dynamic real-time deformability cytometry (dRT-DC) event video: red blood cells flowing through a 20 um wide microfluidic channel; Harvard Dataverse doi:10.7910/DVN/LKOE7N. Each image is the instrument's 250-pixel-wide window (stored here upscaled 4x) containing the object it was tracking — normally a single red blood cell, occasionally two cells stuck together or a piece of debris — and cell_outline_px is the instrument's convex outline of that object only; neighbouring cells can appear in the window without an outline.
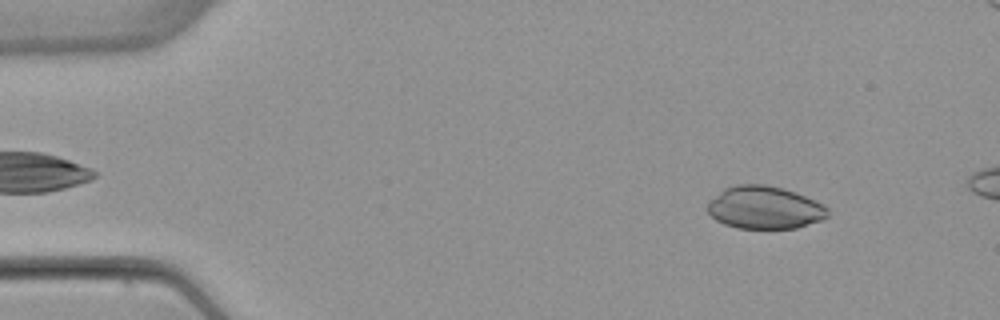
{"species": "common noctule bat (a hibernating species)", "species_latin": "Nyctalus noctula", "temperature_condition": "warm", "stored_images_in_passage": 50, "camera_frame_rate_fps": 3000, "um_per_image_px": 0.085, "animal": {"sex": "female", "body_mass_g": 22.7, "forearm_length_mm": 54.2}, "frame": {"image": 1, "passage_image": 6, "time_ms": 1.667, "image_size_px": [1000, 320], "cell_outline_px": [[828, 216], [824, 220], [796, 228], [736, 228], [724, 224], [716, 220], [708, 212], [708, 200], [724, 188], [736, 184], [764, 184], [784, 188], [796, 192], [816, 200], [824, 204], [828, 208]], "centroid_in_image_um": [65.01, 17.64], "position_along_channel_um": 20.0, "area_um2": 30.29}}
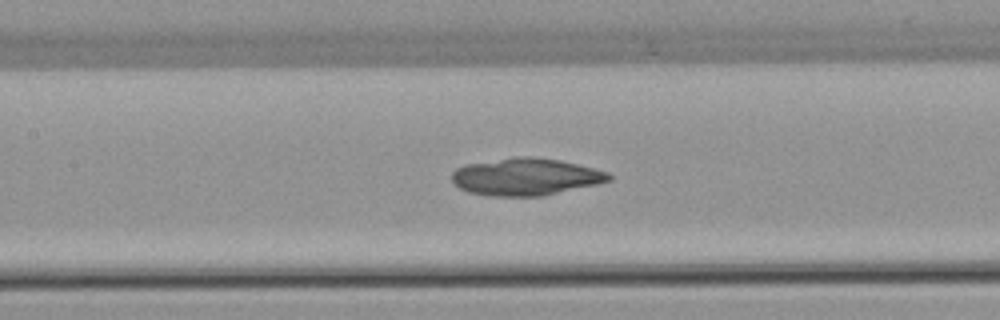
{"frame": {"image": 2, "passage_image": 24, "time_ms": 7.667, "image_size_px": [1000, 320], "cell_outline_px": [[612, 180], [596, 184], [540, 196], [492, 196], [468, 192], [460, 188], [452, 180], [452, 172], [456, 168], [464, 164], [516, 156], [532, 156], [560, 160], [608, 172], [612, 176]], "centroid_in_image_um": [44.65, 15.01], "position_along_channel_um": 162.7, "area_um2": 33.93}}
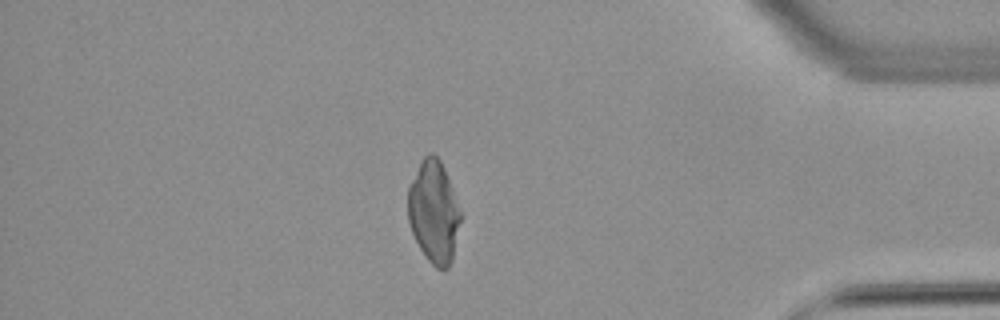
{"frame": {"image": 3, "passage_image": 45, "time_ms": 14.667, "image_size_px": [1000, 320], "cell_outline_px": [[460, 220], [452, 260], [448, 268], [436, 268], [428, 260], [420, 248], [408, 224], [408, 188], [424, 156], [428, 152], [432, 152], [440, 160], [444, 168], [460, 212]], "centroid_in_image_um": [36.85, 18.02], "position_along_channel_um": 398.4, "area_um2": 30.69}}